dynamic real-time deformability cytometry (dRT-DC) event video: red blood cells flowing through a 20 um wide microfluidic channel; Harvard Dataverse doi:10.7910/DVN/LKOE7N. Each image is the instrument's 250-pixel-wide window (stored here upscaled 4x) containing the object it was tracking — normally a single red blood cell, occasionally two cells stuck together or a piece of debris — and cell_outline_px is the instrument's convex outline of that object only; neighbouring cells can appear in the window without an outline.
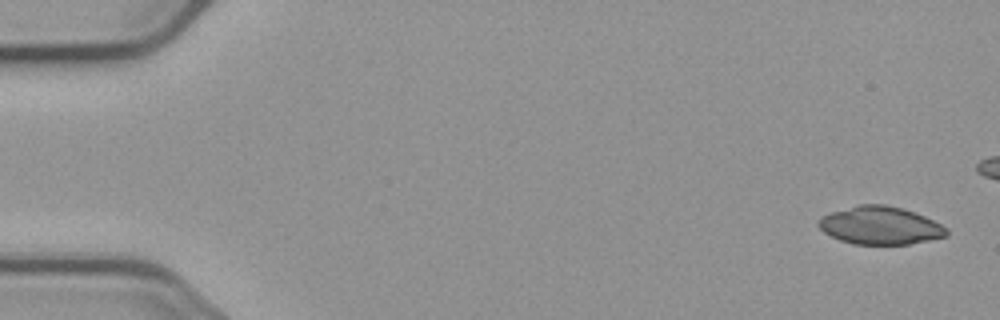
{"species": "common noctule bat (a hibernating species)", "species_latin": "Nyctalus noctula", "temperature_condition": "cold", "stored_images_in_passage": 6, "camera_frame_rate_fps": 3000, "um_per_image_px": 0.085, "animal": {"sex": "male", "body_mass_g": 23.1, "forearm_length_mm": 52.7}, "frame": {"image": 1, "passage_image": 1, "time_ms": 0.0, "image_size_px": [1000, 320], "cell_outline_px": [[948, 236], [908, 244], [852, 244], [840, 240], [824, 232], [816, 224], [820, 216], [832, 212], [860, 204], [884, 204], [900, 208], [924, 216], [948, 228]], "centroid_in_image_um": [74.8, 19.17], "position_along_channel_um": 10.2, "area_um2": 28.09}}